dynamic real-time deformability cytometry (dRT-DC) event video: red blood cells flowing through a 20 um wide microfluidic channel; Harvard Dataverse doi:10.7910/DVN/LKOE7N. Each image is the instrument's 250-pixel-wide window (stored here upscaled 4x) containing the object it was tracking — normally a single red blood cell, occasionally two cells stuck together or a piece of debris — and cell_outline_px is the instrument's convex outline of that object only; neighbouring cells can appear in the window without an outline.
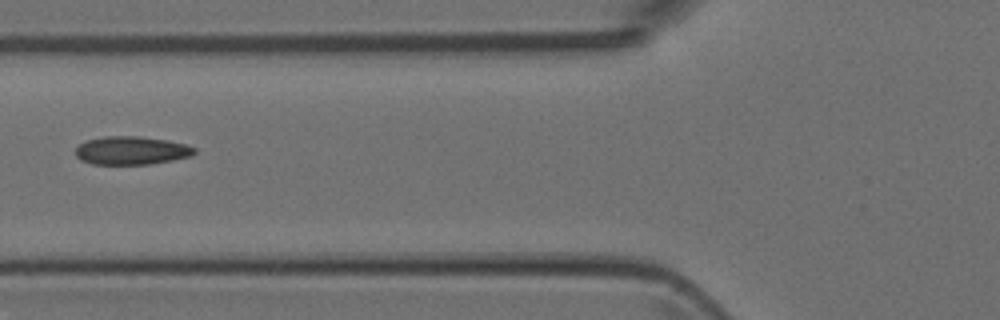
{"species": "Egyptian fruit bat (a non-hibernating species)", "species_latin": "Rousettus aegyptiacus", "temperature_condition": "room temperature", "stored_images_in_passage": 6, "camera_frame_rate_fps": 3000, "um_per_image_px": 0.085, "animal": {"sex": "female"}, "frame": {"image": 1, "passage_image": 5, "time_ms": 5.333, "image_size_px": [1000, 320], "cell_outline_px": [[196, 152], [192, 156], [172, 160], [148, 164], [92, 164], [80, 160], [76, 156], [76, 148], [80, 144], [88, 140], [104, 136], [140, 136], [168, 140], [184, 144], [196, 148]], "centroid_in_image_um": [11.18, 12.79], "position_along_channel_um": 114.6, "area_um2": 19.59}}
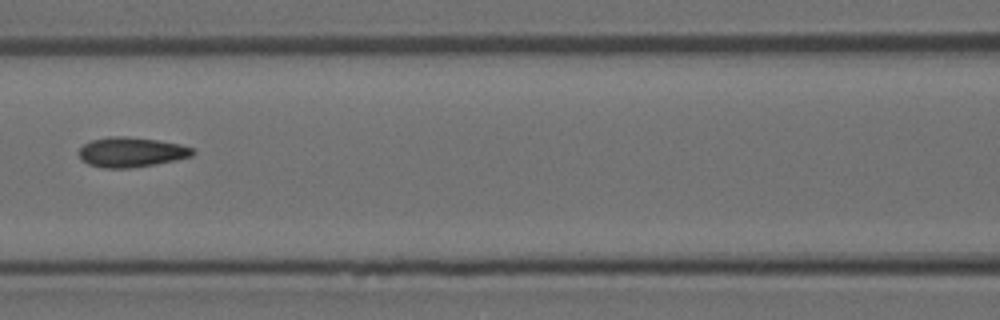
{"frame": {"image": 2, "passage_image": 6, "time_ms": 6.333, "image_size_px": [1000, 320], "cell_outline_px": [[196, 152], [192, 156], [176, 160], [156, 164], [132, 168], [104, 168], [88, 164], [80, 160], [80, 148], [84, 144], [92, 140], [108, 136], [124, 136], [156, 140], [180, 144], [196, 148]], "centroid_in_image_um": [11.19, 12.93], "position_along_channel_um": 155.4, "area_um2": 19.94}}